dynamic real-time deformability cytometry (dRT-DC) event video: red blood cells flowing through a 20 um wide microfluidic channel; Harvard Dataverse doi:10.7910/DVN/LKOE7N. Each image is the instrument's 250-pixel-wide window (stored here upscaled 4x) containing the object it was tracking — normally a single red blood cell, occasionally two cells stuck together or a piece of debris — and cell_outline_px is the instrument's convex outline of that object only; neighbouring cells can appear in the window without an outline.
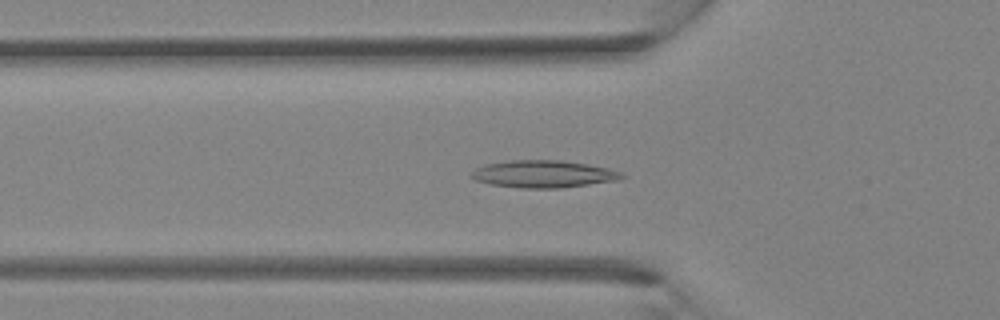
{"species": "Egyptian fruit bat (a non-hibernating species)", "species_latin": "Rousettus aegyptiacus", "temperature_condition": "room temperature", "stored_images_in_passage": 38, "camera_frame_rate_fps": 3000, "um_per_image_px": 0.085, "animal": {"sex": "female"}, "frame": {"image": 1, "passage_image": 13, "time_ms": 4.0, "image_size_px": [1000, 320], "cell_outline_px": [[628, 176], [620, 180], [560, 188], [520, 188], [488, 184], [476, 180], [472, 176], [472, 172], [476, 168], [488, 164], [508, 160], [560, 160], [608, 168], [624, 172]], "centroid_in_image_um": [46.25, 14.8], "position_along_channel_um": 79.5, "area_um2": 23.93}}
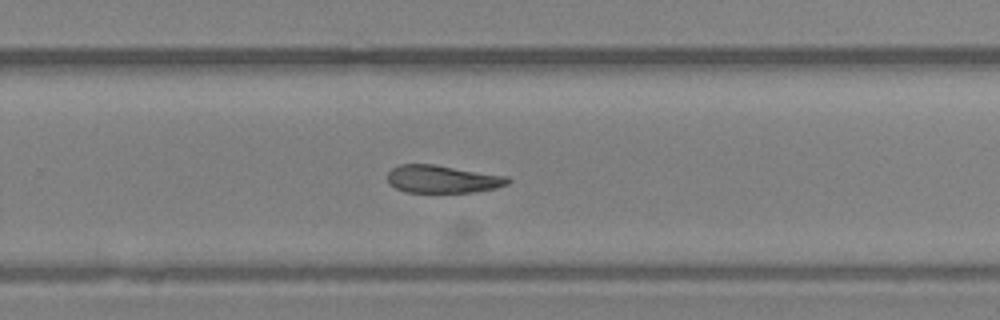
{"frame": {"image": 2, "passage_image": 25, "time_ms": 8.0, "image_size_px": [1000, 320], "cell_outline_px": [[512, 180], [508, 184], [496, 188], [472, 192], [404, 192], [388, 184], [388, 172], [392, 168], [400, 164], [432, 164], [508, 176]], "centroid_in_image_um": [37.61, 15.22], "position_along_channel_um": 292.2, "area_um2": 19.48}}
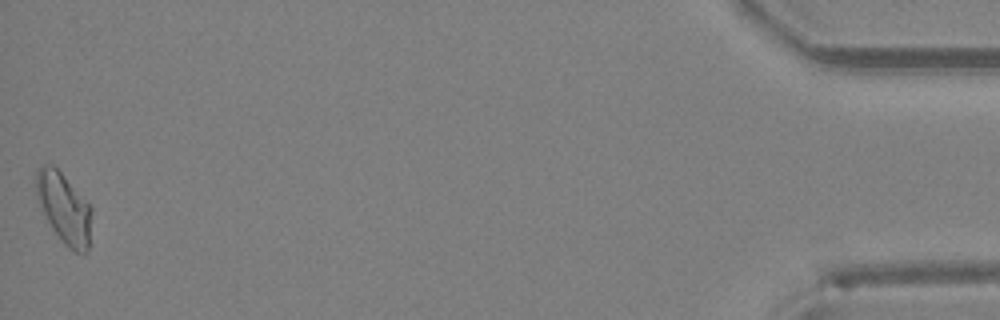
{"frame": {"image": 3, "passage_image": 38, "time_ms": 12.333, "image_size_px": [1000, 320], "cell_outline_px": [[92, 212], [88, 252], [84, 256], [68, 248], [64, 244], [52, 228], [44, 216], [36, 196], [36, 168], [44, 164], [52, 164], [60, 172], [92, 208]], "centroid_in_image_um": [5.44, 17.73], "position_along_channel_um": 429.8, "area_um2": 22.77}}